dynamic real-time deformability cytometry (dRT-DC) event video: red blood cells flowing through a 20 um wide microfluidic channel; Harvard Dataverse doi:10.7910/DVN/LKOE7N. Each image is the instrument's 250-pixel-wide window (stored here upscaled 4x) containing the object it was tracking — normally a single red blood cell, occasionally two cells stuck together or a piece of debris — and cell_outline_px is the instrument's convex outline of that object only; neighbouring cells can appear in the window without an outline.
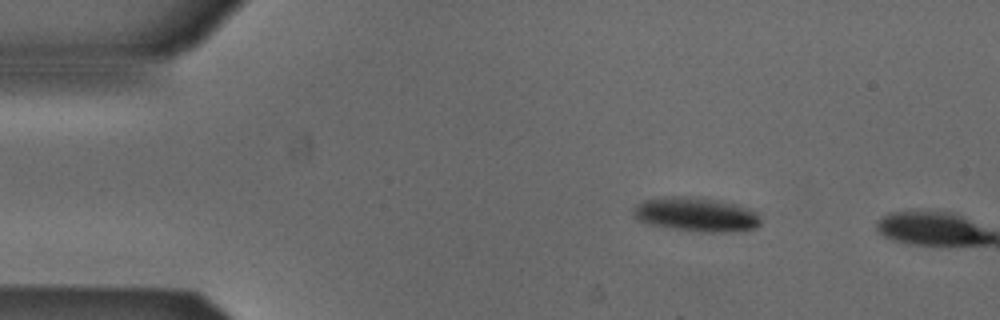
{"species": "Egyptian fruit bat (a non-hibernating species)", "species_latin": "Rousettus aegyptiacus", "temperature_condition": "cold", "stored_images_in_passage": 2, "camera_frame_rate_fps": 3000, "um_per_image_px": 0.085, "animal": {"sex": "male"}, "frame": {"image": 1, "passage_image": 1, "time_ms": 0.0, "image_size_px": [1000, 320], "cell_outline_px": [[760, 224], [756, 228], [724, 232], [704, 232], [672, 228], [648, 224], [640, 220], [632, 212], [636, 204], [644, 200], [672, 196], [684, 196], [716, 200], [732, 204], [752, 212], [760, 220]], "centroid_in_image_um": [59.09, 18.24], "position_along_channel_um": 25.9, "area_um2": 24.51}}